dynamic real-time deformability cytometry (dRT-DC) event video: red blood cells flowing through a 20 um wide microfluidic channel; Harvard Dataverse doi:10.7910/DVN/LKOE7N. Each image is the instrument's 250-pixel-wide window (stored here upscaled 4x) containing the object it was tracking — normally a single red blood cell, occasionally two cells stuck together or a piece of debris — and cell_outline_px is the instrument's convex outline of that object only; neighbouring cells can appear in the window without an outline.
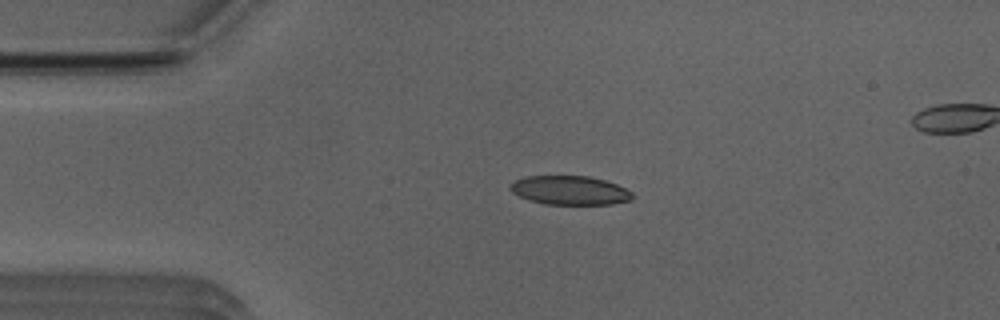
{"species": "Egyptian fruit bat (a non-hibernating species)", "species_latin": "Rousettus aegyptiacus", "temperature_condition": "room temperature", "stored_images_in_passage": 40, "camera_frame_rate_fps": 3000, "um_per_image_px": 0.085, "animal": {"sex": "male"}, "frame": {"image": 1, "passage_image": 1, "time_ms": 0.0, "image_size_px": [1000, 320], "cell_outline_px": [[632, 200], [612, 204], [544, 204], [528, 200], [512, 192], [508, 188], [516, 180], [524, 176], [588, 176], [604, 180], [616, 184], [632, 192]], "centroid_in_image_um": [48.42, 16.18], "position_along_channel_um": 36.6, "area_um2": 20.52}}
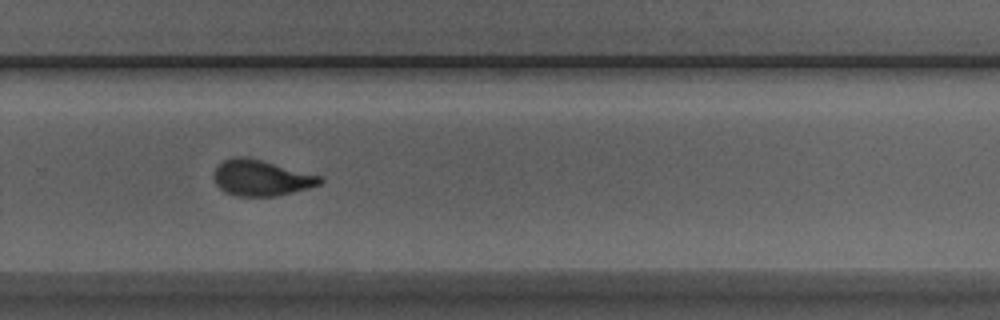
{"frame": {"image": 2, "passage_image": 24, "time_ms": 7.667, "image_size_px": [1000, 320], "cell_outline_px": [[324, 180], [320, 184], [308, 188], [276, 196], [236, 196], [224, 192], [216, 184], [212, 176], [216, 168], [224, 160], [232, 156], [244, 156], [324, 176]], "centroid_in_image_um": [22.2, 15.12], "position_along_channel_um": 307.6, "area_um2": 22.25}}
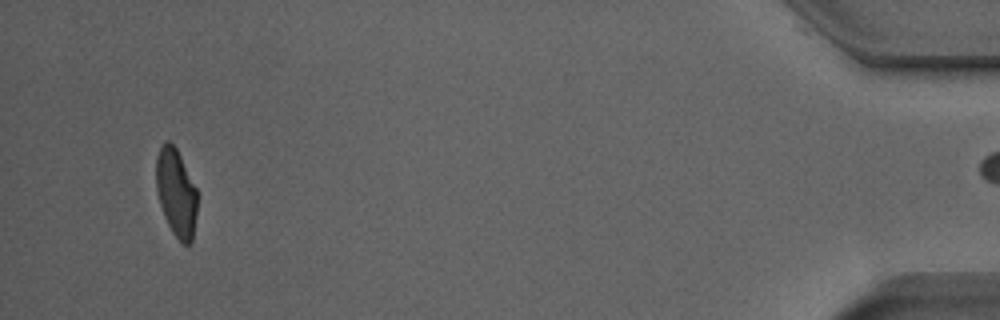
{"frame": {"image": 3, "passage_image": 39, "time_ms": 12.667, "image_size_px": [1000, 320], "cell_outline_px": [[196, 212], [192, 240], [188, 244], [184, 244], [172, 232], [164, 216], [160, 204], [156, 188], [156, 156], [160, 148], [168, 140], [176, 148], [196, 188]], "centroid_in_image_um": [14.95, 16.37], "position_along_channel_um": 420.2, "area_um2": 20.58}, "authors_computed_cell_mechanics": {"area_um2": 22.4842, "velocity_mm_per_s": 3.9415, "shape_relaxation_time_tau1_ms": 5.38, "shape_relaxation_time_tau2_ms": 1.2496, "deformation_change_tau1": 0.1726, "deformation_change_tau2": 0.0855}}